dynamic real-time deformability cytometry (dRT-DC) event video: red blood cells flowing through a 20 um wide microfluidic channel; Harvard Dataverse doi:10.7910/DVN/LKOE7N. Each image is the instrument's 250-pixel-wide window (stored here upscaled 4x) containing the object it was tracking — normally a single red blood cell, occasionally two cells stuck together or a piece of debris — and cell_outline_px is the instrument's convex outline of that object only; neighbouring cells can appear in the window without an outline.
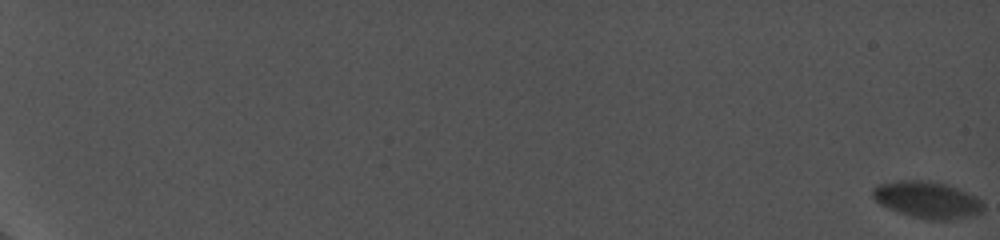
{"species": "common noctule bat (a hibernating species)", "species_latin": "Nyctalus noctula", "temperature_condition": "cold", "stored_images_in_passage": 39, "camera_frame_rate_fps": 5000, "um_per_image_px": 0.085, "animal": {"sex": "female", "body_mass_g": 19.0, "forearm_length_mm": 56.7}, "frame": {"image": 1, "passage_image": 1, "time_ms": 0.0, "image_size_px": [1000, 240], "cell_outline_px": [[984, 208], [980, 212], [968, 216], [948, 220], [932, 220], [912, 216], [888, 208], [880, 204], [872, 196], [872, 188], [880, 184], [896, 180], [924, 180], [944, 184], [956, 188], [976, 196], [984, 204]], "centroid_in_image_um": [78.79, 16.97], "position_along_channel_um": 6.2, "area_um2": 23.35}}
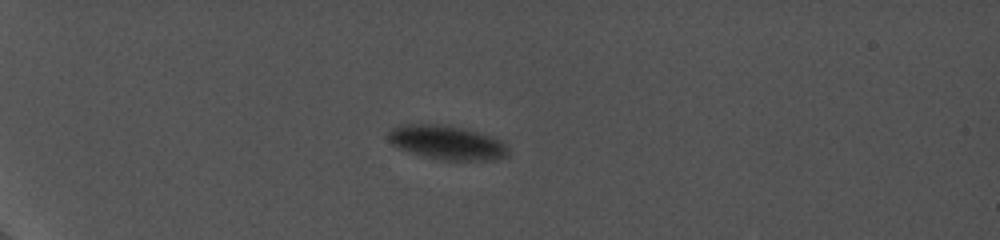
{"frame": {"image": 2, "passage_image": 15, "time_ms": 7.4, "image_size_px": [1000, 240], "cell_outline_px": [[508, 156], [496, 160], [440, 160], [420, 156], [400, 148], [392, 144], [388, 140], [388, 132], [392, 128], [400, 124], [440, 124], [464, 128], [500, 140], [508, 144]], "centroid_in_image_um": [37.98, 12.12], "position_along_channel_um": 47.0, "area_um2": 23.99}}
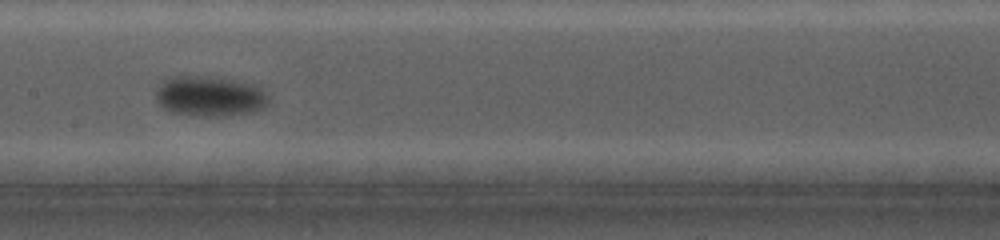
{"frame": {"image": 3, "passage_image": 25, "time_ms": 13.2, "image_size_px": [1000, 240], "cell_outline_px": [[268, 104], [264, 108], [252, 112], [220, 116], [196, 116], [172, 112], [164, 108], [156, 100], [156, 92], [160, 84], [168, 76], [204, 76], [232, 80], [256, 84], [268, 96]], "centroid_in_image_um": [17.82, 8.18], "position_along_channel_um": 189.6, "area_um2": 26.47}}